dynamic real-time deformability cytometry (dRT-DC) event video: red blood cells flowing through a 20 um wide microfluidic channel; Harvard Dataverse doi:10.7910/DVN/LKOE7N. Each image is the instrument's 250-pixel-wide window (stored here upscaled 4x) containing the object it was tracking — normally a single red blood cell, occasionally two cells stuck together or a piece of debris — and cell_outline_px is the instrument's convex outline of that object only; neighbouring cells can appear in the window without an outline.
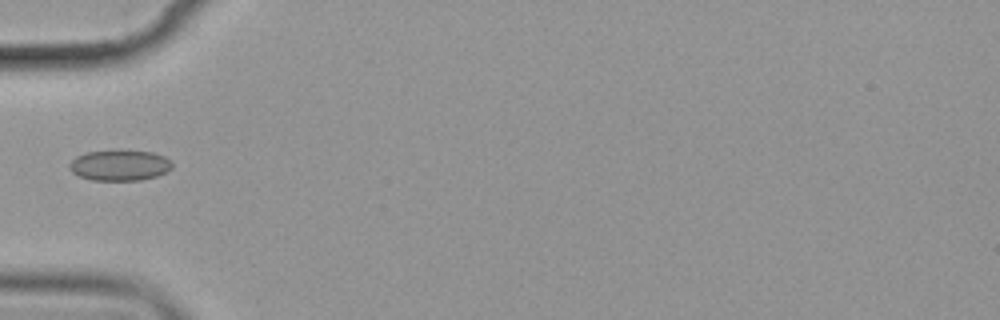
{"species": "common noctule bat (a hibernating species)", "species_latin": "Nyctalus noctula", "temperature_condition": "cold", "stored_images_in_passage": 5, "camera_frame_rate_fps": 3000, "um_per_image_px": 0.085, "animal": {"sex": "female", "body_mass_g": 19.9}, "frame": {"image": 1, "passage_image": 5, "time_ms": 4.667, "image_size_px": [1000, 320], "cell_outline_px": [[172, 168], [156, 176], [140, 180], [92, 180], [80, 176], [72, 172], [68, 168], [68, 164], [76, 156], [88, 152], [152, 152], [164, 156], [172, 160]], "centroid_in_image_um": [10.17, 14.07], "position_along_channel_um": 74.8, "area_um2": 17.92}}